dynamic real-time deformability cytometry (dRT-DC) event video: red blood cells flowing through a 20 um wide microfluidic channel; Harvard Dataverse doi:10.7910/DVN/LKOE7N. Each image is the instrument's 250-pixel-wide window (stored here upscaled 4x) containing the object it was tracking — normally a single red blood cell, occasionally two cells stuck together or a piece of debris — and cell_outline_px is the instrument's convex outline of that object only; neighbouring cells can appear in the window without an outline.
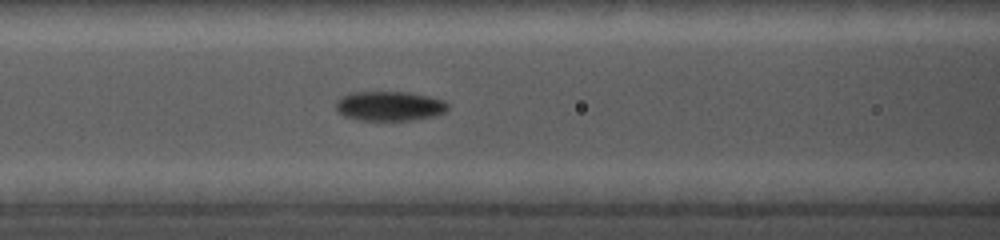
{"species": "common noctule bat (a hibernating species)", "species_latin": "Nyctalus noctula", "temperature_condition": "cold", "stored_images_in_passage": 21, "camera_frame_rate_fps": 5000, "um_per_image_px": 0.085, "animal": {"sex": "female", "body_mass_g": 19.0, "forearm_length_mm": 56.7}, "frame": {"image": 1, "passage_image": 7, "time_ms": 3.4, "image_size_px": [1000, 240], "cell_outline_px": [[448, 108], [444, 112], [436, 116], [412, 120], [360, 120], [344, 116], [336, 108], [336, 100], [352, 92], [404, 92], [428, 96], [444, 100], [448, 104]], "centroid_in_image_um": [33.13, 9.02], "position_along_channel_um": 133.5, "area_um2": 19.19}}
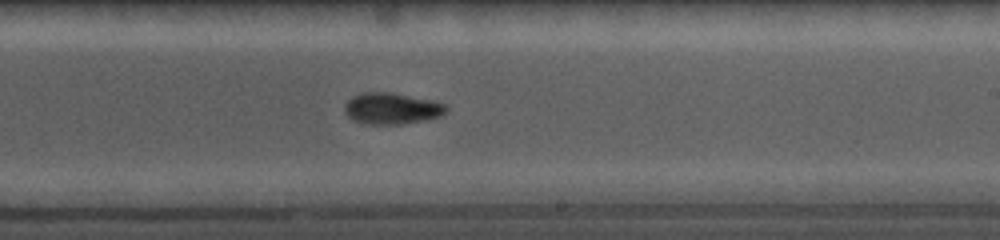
{"frame": {"image": 2, "passage_image": 13, "time_ms": 6.6, "image_size_px": [1000, 240], "cell_outline_px": [[448, 112], [440, 116], [428, 120], [404, 124], [368, 124], [352, 120], [344, 112], [344, 104], [352, 96], [364, 92], [388, 92], [432, 100], [448, 104]], "centroid_in_image_um": [33.33, 9.23], "position_along_channel_um": 255.7, "area_um2": 18.84}}
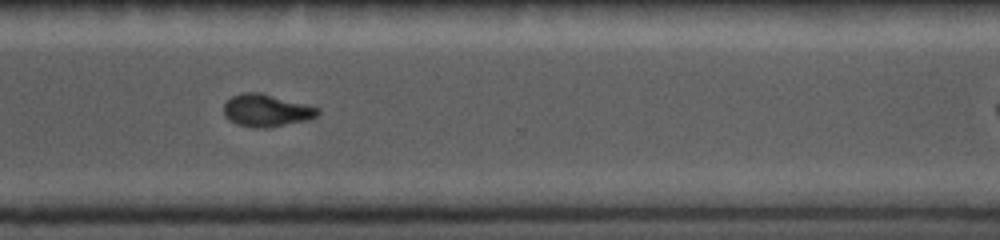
{"frame": {"image": 3, "passage_image": 17, "time_ms": 9.0, "image_size_px": [1000, 240], "cell_outline_px": [[320, 112], [316, 116], [308, 120], [268, 128], [256, 128], [236, 124], [224, 116], [224, 104], [232, 96], [244, 92], [260, 92], [320, 108]], "centroid_in_image_um": [22.64, 9.39], "position_along_channel_um": 348.0, "area_um2": 17.74}}